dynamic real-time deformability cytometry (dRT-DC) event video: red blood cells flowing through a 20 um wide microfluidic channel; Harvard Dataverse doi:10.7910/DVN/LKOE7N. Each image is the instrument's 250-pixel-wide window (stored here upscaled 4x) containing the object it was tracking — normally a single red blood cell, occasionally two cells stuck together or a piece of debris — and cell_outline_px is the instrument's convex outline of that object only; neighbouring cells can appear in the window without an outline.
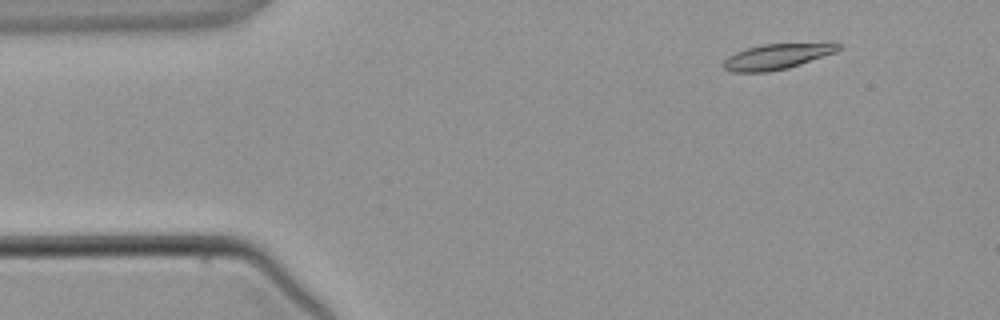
{"species": "common noctule bat (a hibernating species)", "species_latin": "Nyctalus noctula", "temperature_condition": "warm", "stored_images_in_passage": 3, "camera_frame_rate_fps": 3000, "um_per_image_px": 0.085, "animal": {"sex": "male", "body_mass_g": 21.5, "forearm_length_mm": 52.0}, "frame": {"image": 1, "passage_image": 1, "time_ms": 0.0, "image_size_px": [1000, 320], "cell_outline_px": [[840, 48], [836, 52], [788, 68], [768, 72], [732, 72], [724, 68], [724, 60], [728, 56], [736, 52], [748, 48], [764, 44], [832, 40], [840, 44]], "centroid_in_image_um": [66.16, 4.75], "position_along_channel_um": 18.8, "area_um2": 17.63}}
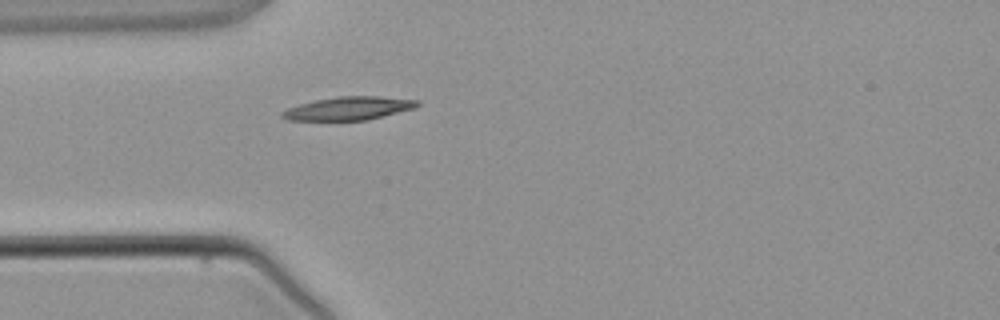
{"frame": {"image": 2, "passage_image": 3, "time_ms": 2.333, "image_size_px": [1000, 320], "cell_outline_px": [[420, 104], [416, 108], [368, 120], [288, 120], [280, 116], [280, 112], [288, 108], [300, 104], [316, 100], [336, 96], [380, 96], [420, 100]], "centroid_in_image_um": [29.67, 9.21], "position_along_channel_um": 55.3, "area_um2": 18.44}}